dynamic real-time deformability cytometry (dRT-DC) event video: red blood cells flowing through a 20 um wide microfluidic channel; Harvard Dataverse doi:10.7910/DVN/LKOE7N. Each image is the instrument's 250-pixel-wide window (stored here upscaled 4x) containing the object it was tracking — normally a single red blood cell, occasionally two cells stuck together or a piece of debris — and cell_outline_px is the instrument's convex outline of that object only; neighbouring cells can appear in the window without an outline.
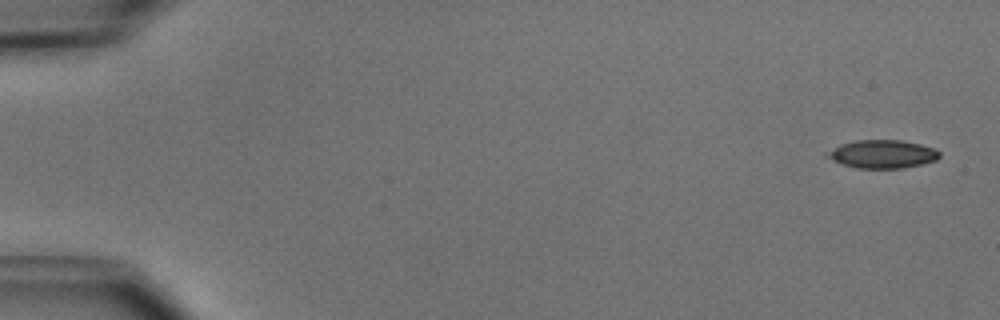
{"species": "common noctule bat (a hibernating species)", "species_latin": "Nyctalus noctula", "temperature_condition": "cold", "stored_images_in_passage": 5, "camera_frame_rate_fps": 3000, "um_per_image_px": 0.085, "animal": {"sex": "male", "body_mass_g": 15.6}, "frame": {"image": 1, "passage_image": 1, "time_ms": 0.0, "image_size_px": [1000, 320], "cell_outline_px": [[940, 156], [936, 160], [904, 168], [856, 168], [832, 160], [824, 156], [824, 152], [840, 144], [856, 140], [900, 140], [920, 144], [936, 148], [940, 152]], "centroid_in_image_um": [74.98, 13.09], "position_along_channel_um": 10.0, "area_um2": 18.55}}
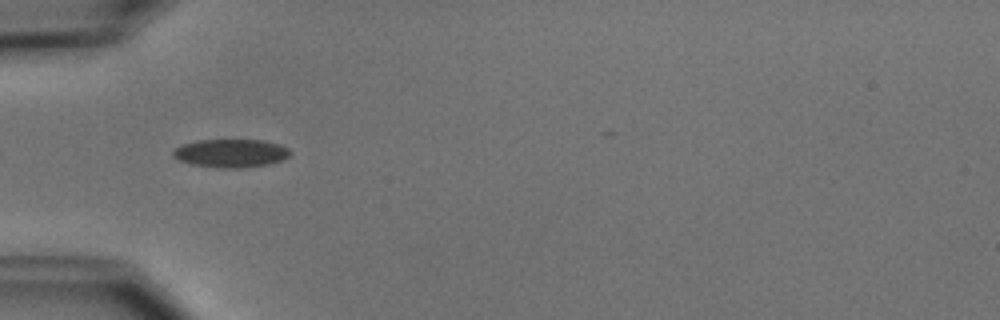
{"frame": {"image": 2, "passage_image": 5, "time_ms": 5.0, "image_size_px": [1000, 320], "cell_outline_px": [[292, 152], [288, 156], [280, 160], [268, 164], [244, 168], [216, 168], [192, 164], [180, 160], [172, 156], [172, 152], [180, 144], [196, 140], [264, 140], [280, 144], [288, 148]], "centroid_in_image_um": [19.61, 13.02], "position_along_channel_um": 65.4, "area_um2": 19.42}}